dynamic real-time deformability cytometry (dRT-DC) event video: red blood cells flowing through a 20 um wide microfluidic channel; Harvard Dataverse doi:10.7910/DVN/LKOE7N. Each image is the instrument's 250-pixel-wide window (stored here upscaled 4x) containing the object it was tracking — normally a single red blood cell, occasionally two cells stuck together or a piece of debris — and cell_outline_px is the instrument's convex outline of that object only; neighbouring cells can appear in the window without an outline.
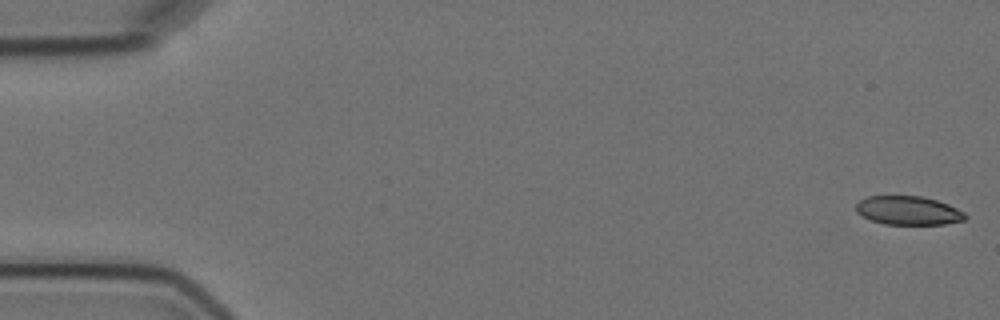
{"species": "Egyptian fruit bat (a non-hibernating species)", "species_latin": "Rousettus aegyptiacus", "temperature_condition": "cold", "stored_images_in_passage": 10, "camera_frame_rate_fps": 3000, "um_per_image_px": 0.085, "animal": {"sex": "female"}, "frame": {"image": 1, "passage_image": 1, "time_ms": 0.0, "image_size_px": [1000, 320], "cell_outline_px": [[968, 216], [964, 220], [944, 224], [884, 224], [872, 220], [856, 212], [856, 204], [860, 200], [868, 196], [920, 196], [936, 200], [948, 204], [964, 212]], "centroid_in_image_um": [77.21, 17.89], "position_along_channel_um": 7.8, "area_um2": 18.15}}
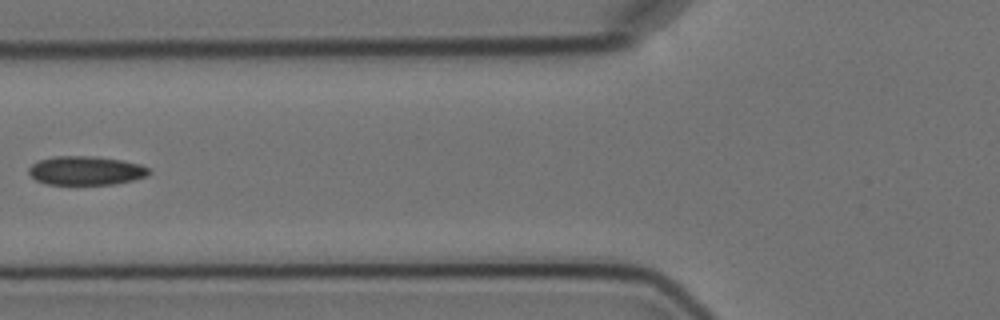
{"frame": {"image": 2, "passage_image": 6, "time_ms": 7.0, "image_size_px": [1000, 320], "cell_outline_px": [[152, 172], [148, 176], [116, 184], [48, 184], [36, 180], [28, 172], [28, 168], [32, 164], [40, 160], [56, 156], [92, 156], [124, 160], [140, 164], [148, 168]], "centroid_in_image_um": [7.33, 14.5], "position_along_channel_um": 118.5, "area_um2": 20.23}}
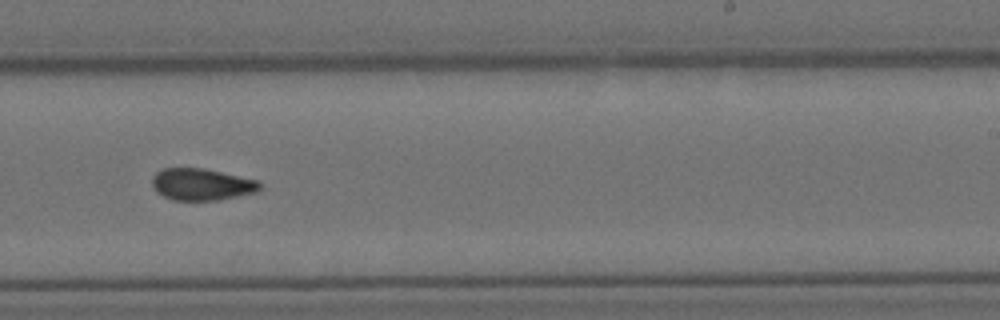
{"frame": {"image": 3, "passage_image": 10, "time_ms": 11.333, "image_size_px": [1000, 320], "cell_outline_px": [[260, 188], [256, 192], [220, 200], [172, 200], [156, 192], [152, 184], [152, 176], [156, 172], [164, 168], [204, 168], [260, 180]], "centroid_in_image_um": [17.14, 15.67], "position_along_channel_um": 271.9, "area_um2": 20.11}}